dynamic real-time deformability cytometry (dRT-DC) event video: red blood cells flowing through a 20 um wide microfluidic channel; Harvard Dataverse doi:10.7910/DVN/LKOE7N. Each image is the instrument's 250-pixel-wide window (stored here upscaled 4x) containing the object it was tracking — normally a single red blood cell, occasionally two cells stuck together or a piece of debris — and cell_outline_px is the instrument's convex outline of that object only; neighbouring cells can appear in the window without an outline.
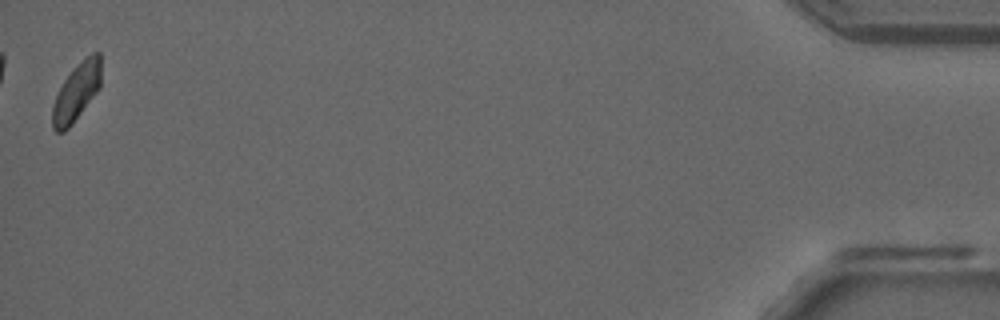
{"species": "common noctule bat (a hibernating species)", "species_latin": "Nyctalus noctula", "temperature_condition": "room temperature", "stored_images_in_passage": 42, "camera_frame_rate_fps": 3000, "um_per_image_px": 0.085, "animal": {"sex": "male", "forearm_length_mm": 52.5}, "frame": {"image": 1, "passage_image": 42, "time_ms": 13.667, "image_size_px": [1000, 320], "cell_outline_px": [[100, 88], [72, 124], [64, 132], [56, 132], [52, 128], [52, 104], [64, 80], [92, 52], [100, 52]], "centroid_in_image_um": [6.49, 7.89], "position_along_channel_um": 428.7, "area_um2": 15.9}}